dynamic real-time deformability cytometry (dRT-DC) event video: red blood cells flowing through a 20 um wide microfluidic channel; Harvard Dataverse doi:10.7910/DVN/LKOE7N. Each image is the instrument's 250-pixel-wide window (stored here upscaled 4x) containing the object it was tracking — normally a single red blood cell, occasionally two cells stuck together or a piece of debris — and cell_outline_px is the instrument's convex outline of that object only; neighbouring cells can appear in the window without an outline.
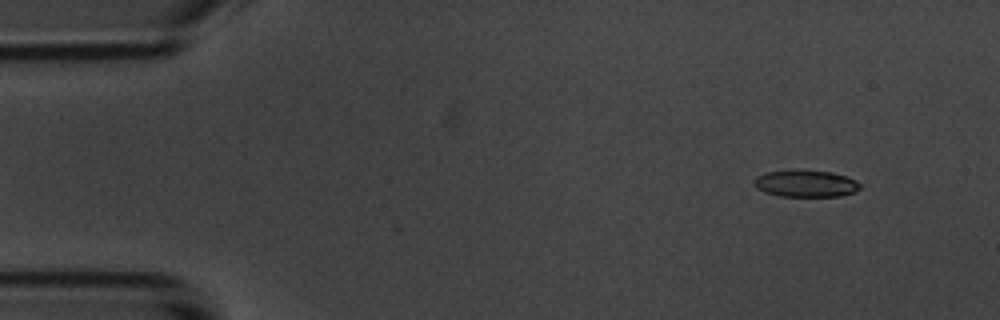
{"species": "common noctule bat (a hibernating species)", "species_latin": "Nyctalus noctula", "temperature_condition": "room temperature", "stored_images_in_passage": 50, "camera_frame_rate_fps": 3000, "um_per_image_px": 0.085, "animal": {"sex": "male", "body_mass_g": 20.1, "forearm_length_mm": 53.5}, "frame": {"image": 1, "passage_image": 1, "time_ms": 0.0, "image_size_px": [1000, 320], "cell_outline_px": [[860, 188], [856, 192], [840, 196], [780, 196], [764, 192], [756, 188], [752, 180], [756, 176], [768, 172], [792, 168], [832, 172], [848, 176], [856, 180], [860, 184]], "centroid_in_image_um": [68.47, 15.58], "position_along_channel_um": 16.5, "area_um2": 17.11}}
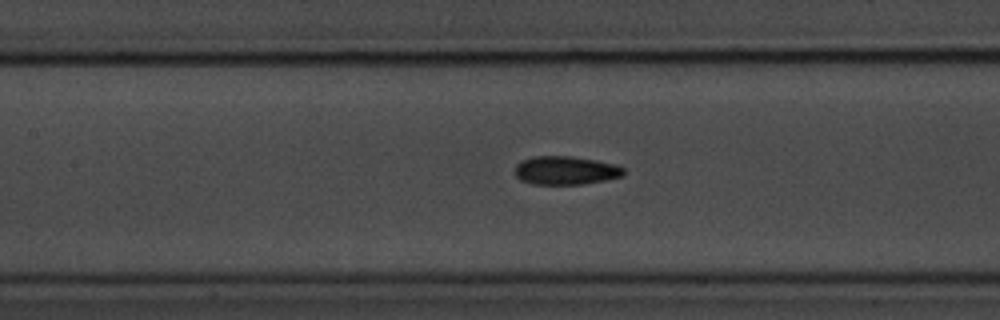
{"frame": {"image": 2, "passage_image": 20, "time_ms": 6.333, "image_size_px": [1000, 320], "cell_outline_px": [[624, 176], [584, 184], [532, 184], [520, 180], [516, 176], [516, 164], [520, 160], [532, 156], [568, 156], [596, 160], [616, 164], [624, 168]], "centroid_in_image_um": [48.07, 14.48], "position_along_channel_um": 159.3, "area_um2": 18.15}}
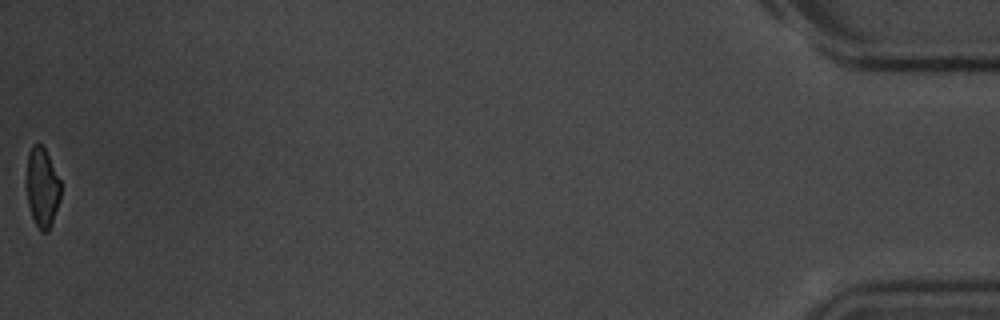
{"frame": {"image": 3, "passage_image": 50, "time_ms": 16.333, "image_size_px": [1000, 320], "cell_outline_px": [[60, 200], [52, 224], [48, 232], [40, 232], [32, 216], [28, 204], [24, 184], [24, 180], [28, 152], [32, 144], [40, 144], [44, 148], [60, 180]], "centroid_in_image_um": [3.54, 15.94], "position_along_channel_um": 431.7, "area_um2": 16.3}, "authors_computed_cell_mechanics": {"area_um2": 17.629, "velocity_mm_per_s": 3.7205, "shape_relaxation_time_tau1_ms": 3.2897, "shape_relaxation_time_tau2_ms": 2.3452, "deformation_change_tau1": 0.1159, "deformation_change_tau2": 0.0892}}